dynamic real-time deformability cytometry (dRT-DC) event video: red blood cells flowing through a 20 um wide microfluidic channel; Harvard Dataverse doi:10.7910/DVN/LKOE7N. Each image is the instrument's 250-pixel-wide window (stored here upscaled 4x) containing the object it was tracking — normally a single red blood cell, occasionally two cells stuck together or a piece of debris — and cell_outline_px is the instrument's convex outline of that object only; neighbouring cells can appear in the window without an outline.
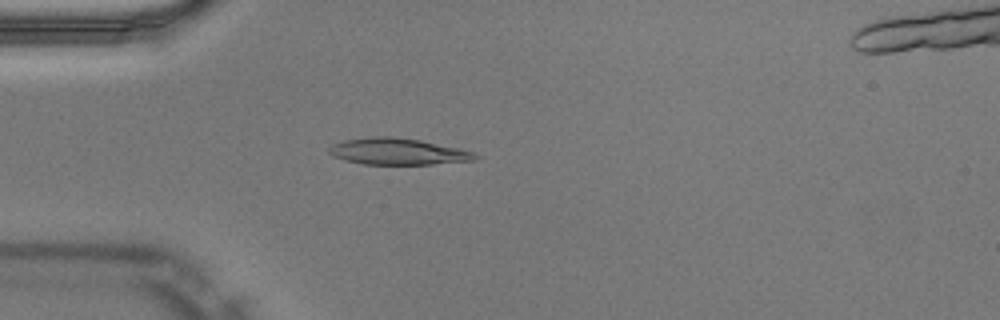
{"species": "Egyptian fruit bat (a non-hibernating species)", "species_latin": "Rousettus aegyptiacus", "temperature_condition": "warm", "stored_images_in_passage": 49, "camera_frame_rate_fps": 3000, "um_per_image_px": 0.085, "animal": {"sex": "male"}, "frame": {"image": 1, "passage_image": 13, "time_ms": 4.0, "image_size_px": [1000, 320], "cell_outline_px": [[480, 156], [476, 160], [432, 164], [364, 164], [344, 160], [332, 156], [328, 152], [328, 148], [332, 144], [344, 140], [372, 136], [392, 136], [420, 140], [460, 148], [476, 152]], "centroid_in_image_um": [33.83, 12.87], "position_along_channel_um": 51.2, "area_um2": 22.77}}
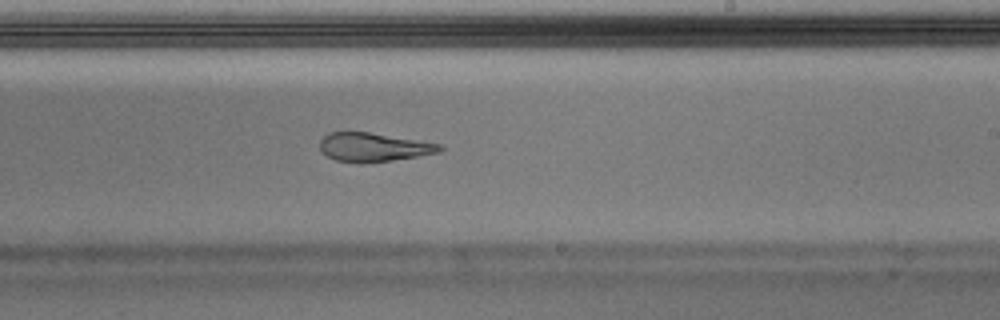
{"frame": {"image": 2, "passage_image": 29, "time_ms": 9.333, "image_size_px": [1000, 320], "cell_outline_px": [[444, 148], [440, 152], [392, 160], [336, 160], [328, 156], [320, 148], [320, 140], [328, 132], [368, 132], [440, 144]], "centroid_in_image_um": [31.76, 12.47], "position_along_channel_um": 257.2, "area_um2": 19.07}}
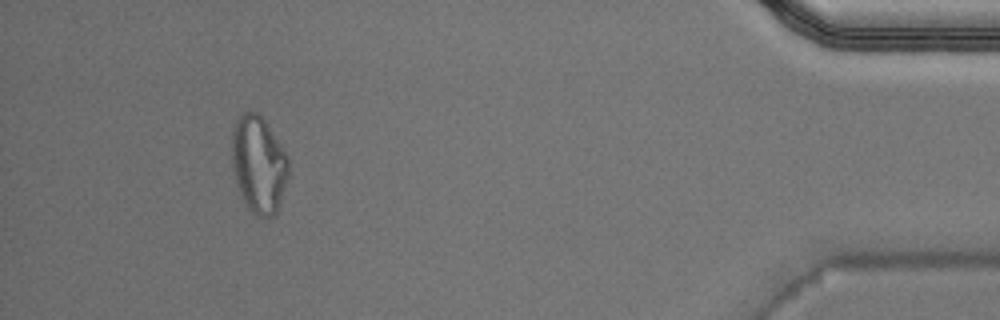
{"frame": {"image": 3, "passage_image": 45, "time_ms": 14.667, "image_size_px": [1000, 320], "cell_outline_px": [[288, 172], [280, 204], [276, 212], [272, 216], [260, 220], [248, 208], [236, 184], [232, 168], [232, 132], [236, 116], [240, 112], [256, 112], [264, 120], [288, 156]], "centroid_in_image_um": [21.96, 13.98], "position_along_channel_um": 413.2, "area_um2": 32.14}, "authors_computed_cell_mechanics": {"area_um2": 22.3108, "velocity_mm_per_s": 4.046, "shape_relaxation_time_tau1_ms": null, "shape_relaxation_time_tau2_ms": 1.58, "deformation_change_tau1": null, "deformation_change_tau2": 0.1028}}